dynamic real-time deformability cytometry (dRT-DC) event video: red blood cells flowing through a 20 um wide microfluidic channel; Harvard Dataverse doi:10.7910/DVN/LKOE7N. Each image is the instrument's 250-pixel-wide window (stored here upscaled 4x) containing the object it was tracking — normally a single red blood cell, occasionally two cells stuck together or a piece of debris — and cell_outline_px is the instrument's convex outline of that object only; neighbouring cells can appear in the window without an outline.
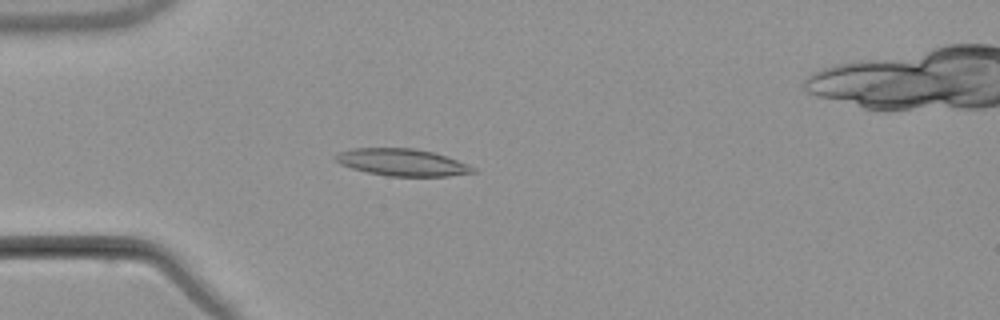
{"species": "common noctule bat (a hibernating species)", "species_latin": "Nyctalus noctula", "temperature_condition": "warm", "stored_images_in_passage": 4, "camera_frame_rate_fps": 3000, "um_per_image_px": 0.085, "animal": {"sex": "male", "body_mass_g": 21.5, "forearm_length_mm": 52.0}, "frame": {"image": 1, "passage_image": 3, "time_ms": 2.667, "image_size_px": [1000, 320], "cell_outline_px": [[480, 172], [448, 176], [388, 176], [368, 172], [352, 168], [340, 164], [336, 160], [336, 156], [340, 152], [352, 148], [416, 148], [432, 152], [468, 164], [476, 168]], "centroid_in_image_um": [34.23, 13.8], "position_along_channel_um": 50.8, "area_um2": 21.56}}